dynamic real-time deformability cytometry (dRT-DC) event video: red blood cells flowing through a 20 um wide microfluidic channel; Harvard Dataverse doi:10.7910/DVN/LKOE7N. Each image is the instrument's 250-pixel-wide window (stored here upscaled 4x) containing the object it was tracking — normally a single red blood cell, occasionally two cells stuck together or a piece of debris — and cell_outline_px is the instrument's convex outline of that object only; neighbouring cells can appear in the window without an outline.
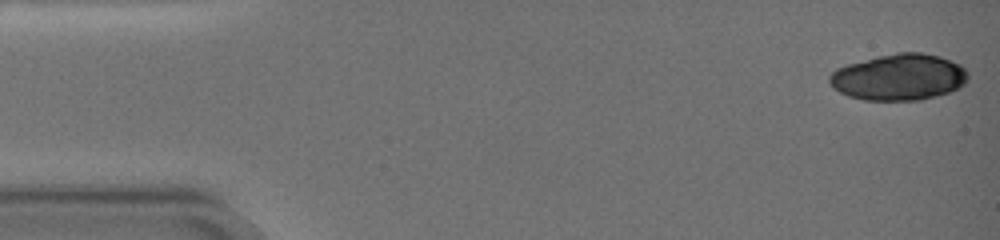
{"species": "common noctule bat (a hibernating species)", "species_latin": "Nyctalus noctula", "temperature_condition": "warm", "stored_images_in_passage": 60, "camera_frame_rate_fps": 3000, "um_per_image_px": 0.085, "animal": {"sex": "female", "body_mass_g": 19.0, "forearm_length_mm": 51.5}, "frame": {"image": 1, "passage_image": 1, "time_ms": 0.0, "image_size_px": [1000, 240], "cell_outline_px": [[968, 80], [964, 84], [948, 92], [936, 96], [920, 100], [864, 100], [848, 96], [832, 88], [828, 80], [828, 76], [836, 68], [848, 64], [876, 56], [896, 52], [920, 52], [940, 56], [960, 64], [968, 72]], "centroid_in_image_um": [76.39, 6.55], "position_along_channel_um": 8.6, "area_um2": 37.63}}